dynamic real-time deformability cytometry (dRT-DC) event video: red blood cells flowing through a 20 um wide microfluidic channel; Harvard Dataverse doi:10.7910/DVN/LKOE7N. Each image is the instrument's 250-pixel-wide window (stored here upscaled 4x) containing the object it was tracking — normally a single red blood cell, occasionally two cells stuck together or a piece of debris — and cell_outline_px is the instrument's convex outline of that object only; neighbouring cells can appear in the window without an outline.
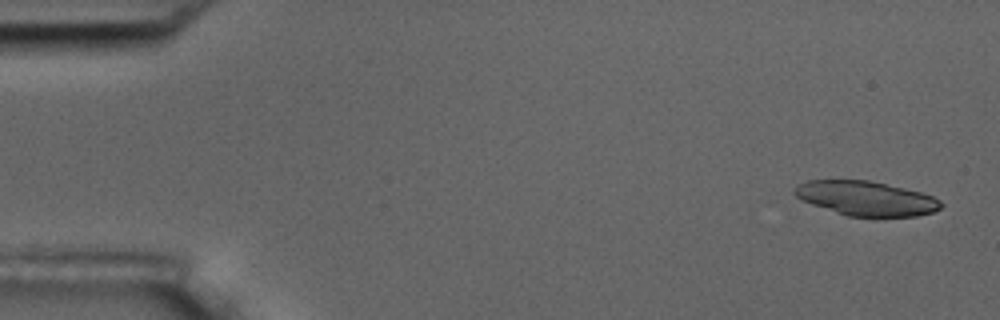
{"species": "common noctule bat (a hibernating species)", "species_latin": "Nyctalus noctula", "temperature_condition": "room temperature", "stored_images_in_passage": 28, "camera_frame_rate_fps": 3000, "um_per_image_px": 0.085, "animal": {"sex": "male", "body_mass_g": 17.5, "forearm_length_mm": 52.3}, "frame": {"image": 1, "passage_image": 1, "time_ms": 0.0, "image_size_px": [1000, 320], "cell_outline_px": [[944, 204], [940, 208], [932, 212], [916, 216], [848, 216], [800, 200], [792, 192], [800, 184], [808, 180], [868, 180], [904, 188], [920, 192], [932, 196], [940, 200]], "centroid_in_image_um": [73.62, 16.86], "position_along_channel_um": 11.4, "area_um2": 29.07}}